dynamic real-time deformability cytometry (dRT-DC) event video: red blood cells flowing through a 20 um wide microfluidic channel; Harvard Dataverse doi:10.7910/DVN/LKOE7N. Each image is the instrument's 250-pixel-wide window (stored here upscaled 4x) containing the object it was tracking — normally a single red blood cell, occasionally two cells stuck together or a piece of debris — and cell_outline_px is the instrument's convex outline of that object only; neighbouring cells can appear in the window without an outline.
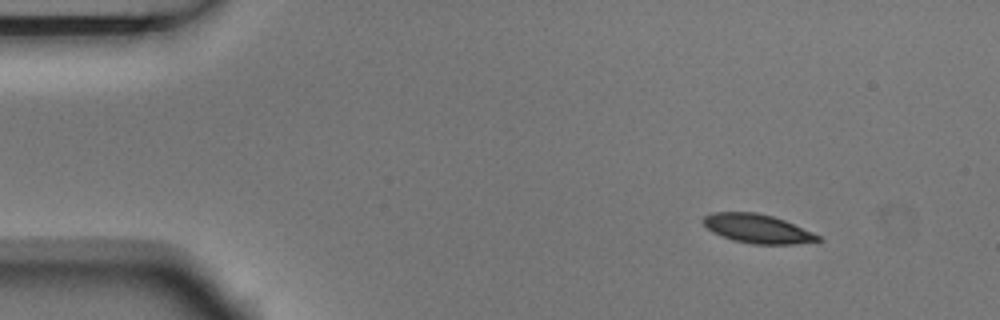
{"species": "Egyptian fruit bat (a non-hibernating species)", "species_latin": "Rousettus aegyptiacus", "temperature_condition": "room temperature", "stored_images_in_passage": 9, "camera_frame_rate_fps": 3000, "um_per_image_px": 0.085, "animal": {"sex": "male"}, "frame": {"image": 1, "passage_image": 1, "time_ms": 0.0, "image_size_px": [1000, 320], "cell_outline_px": [[824, 240], [796, 244], [752, 244], [732, 240], [712, 232], [704, 224], [704, 216], [712, 212], [756, 212], [772, 216], [784, 220], [812, 232], [820, 236]], "centroid_in_image_um": [64.39, 19.44], "position_along_channel_um": 20.6, "area_um2": 19.25}}
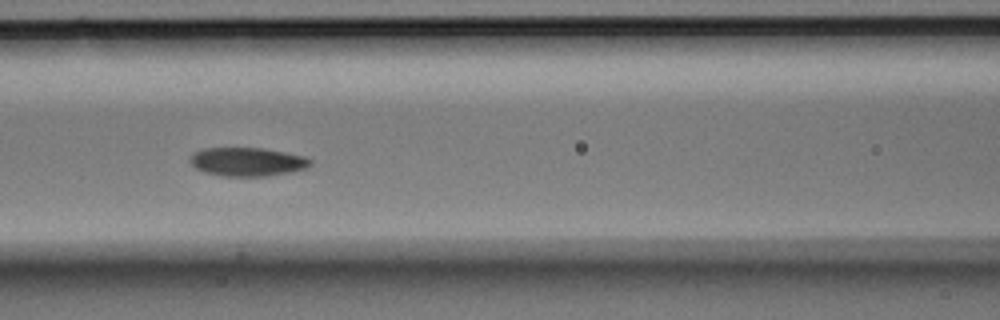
{"frame": {"image": 2, "passage_image": 6, "time_ms": 1.667, "image_size_px": [1000, 320], "cell_outline_px": [[312, 164], [308, 168], [292, 172], [268, 176], [220, 176], [204, 172], [196, 168], [188, 160], [188, 156], [192, 152], [204, 148], [264, 148], [304, 156], [312, 160]], "centroid_in_image_um": [21.01, 13.75], "position_along_channel_um": 145.6, "area_um2": 20.4}}
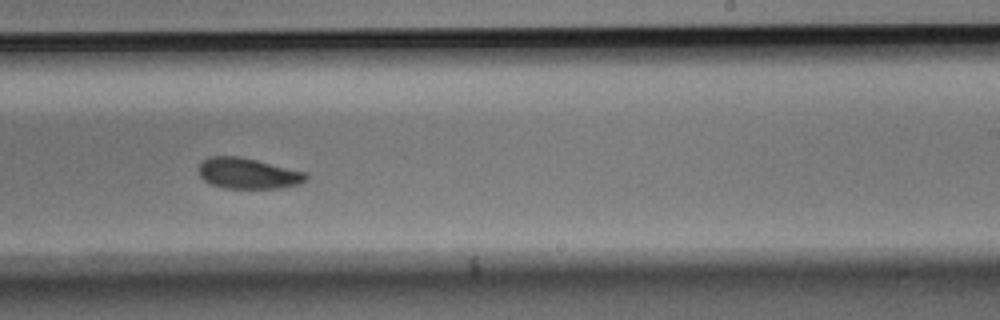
{"frame": {"image": 3, "passage_image": 9, "time_ms": 2.667, "image_size_px": [1000, 320], "cell_outline_px": [[308, 176], [304, 180], [296, 184], [280, 188], [224, 188], [212, 184], [204, 180], [200, 176], [196, 168], [204, 160], [212, 156], [240, 156], [308, 172]], "centroid_in_image_um": [21.06, 14.73], "position_along_channel_um": 267.9, "area_um2": 19.25}}